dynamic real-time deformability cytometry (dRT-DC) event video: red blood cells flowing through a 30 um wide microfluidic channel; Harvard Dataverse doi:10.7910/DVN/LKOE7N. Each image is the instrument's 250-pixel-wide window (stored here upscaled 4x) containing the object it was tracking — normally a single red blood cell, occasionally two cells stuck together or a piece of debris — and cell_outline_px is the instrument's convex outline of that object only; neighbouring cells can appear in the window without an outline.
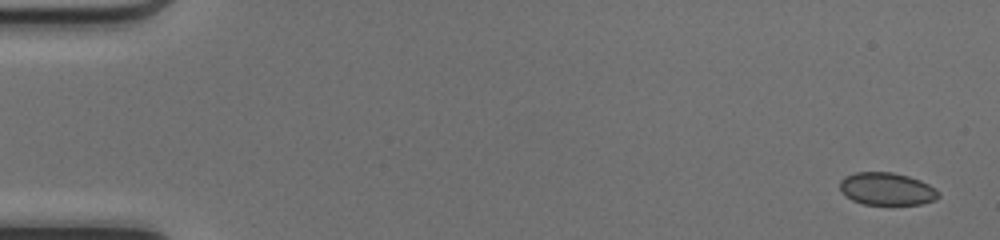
{"species": "common noctule bat (a hibernating species)", "species_latin": "Nyctalus noctula", "temperature_condition": "cold", "stored_images_in_passage": 50, "camera_frame_rate_fps": 3000, "um_per_image_px": 0.085, "animal": {"sex": "female", "body_mass_g": 17.0, "forearm_length_mm": 48.0}, "frame": {"image": 1, "passage_image": 1, "time_ms": 0.0, "image_size_px": [1000, 240], "cell_outline_px": [[940, 196], [936, 200], [920, 204], [864, 204], [852, 200], [840, 192], [840, 180], [844, 176], [856, 172], [892, 172], [908, 176], [920, 180], [936, 188], [940, 192]], "centroid_in_image_um": [75.38, 16.05], "position_along_channel_um": 9.6, "area_um2": 18.84}}
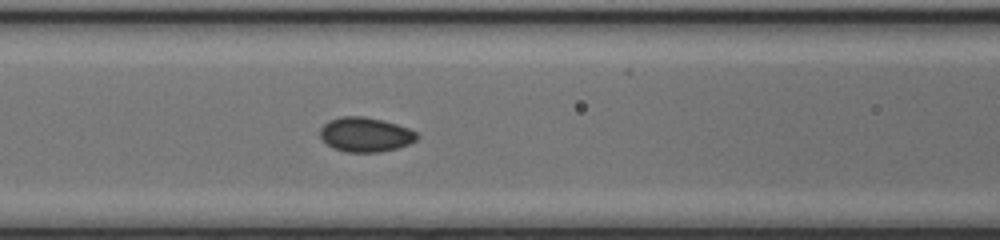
{"frame": {"image": 2, "passage_image": 21, "time_ms": 6.667, "image_size_px": [1000, 240], "cell_outline_px": [[420, 136], [416, 140], [408, 144], [396, 148], [380, 152], [348, 152], [332, 148], [320, 136], [320, 128], [324, 124], [340, 116], [364, 116], [384, 120], [408, 128], [416, 132]], "centroid_in_image_um": [31.07, 11.43], "position_along_channel_um": 135.5, "area_um2": 19.42}}
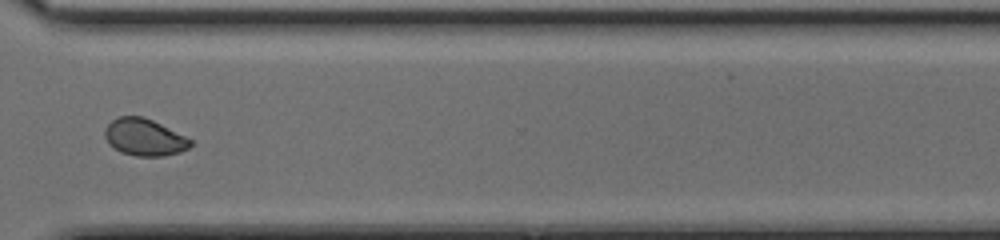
{"frame": {"image": 3, "passage_image": 37, "time_ms": 12.0, "image_size_px": [1000, 240], "cell_outline_px": [[192, 144], [188, 148], [180, 152], [164, 156], [136, 156], [120, 152], [104, 136], [104, 128], [116, 116], [144, 116], [192, 140]], "centroid_in_image_um": [12.26, 11.66], "position_along_channel_um": 358.3, "area_um2": 18.26}, "authors_computed_cell_mechanics": {"area_um2": 18.9006, "velocity_mm_per_s": 4.1922, "shape_relaxation_time_tau1_ms": null, "shape_relaxation_time_tau2_ms": 0.952, "deformation_change_tau1": null, "deformation_change_tau2": 0.0364}}